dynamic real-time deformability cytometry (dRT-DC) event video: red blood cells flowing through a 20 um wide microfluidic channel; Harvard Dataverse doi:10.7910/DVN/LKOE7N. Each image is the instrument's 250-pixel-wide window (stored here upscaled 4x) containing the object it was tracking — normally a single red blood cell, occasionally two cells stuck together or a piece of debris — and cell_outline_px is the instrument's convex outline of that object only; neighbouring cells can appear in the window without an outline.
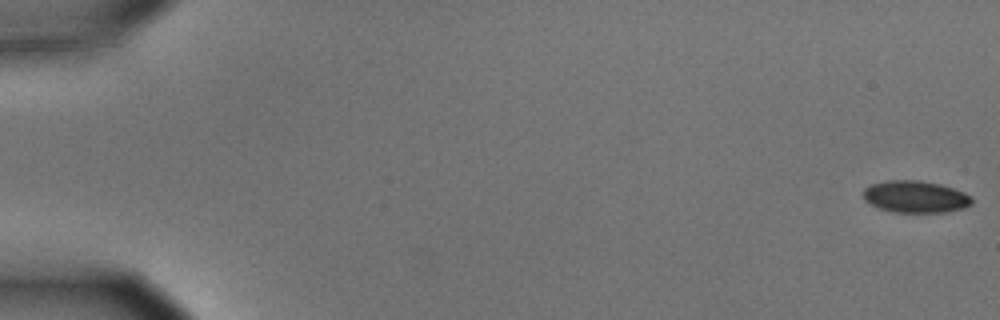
{"species": "common noctule bat (a hibernating species)", "species_latin": "Nyctalus noctula", "temperature_condition": "cold", "stored_images_in_passage": 58, "camera_frame_rate_fps": 3000, "um_per_image_px": 0.085, "animal": {"sex": "male", "body_mass_g": 15.6}, "frame": {"image": 1, "passage_image": 1, "time_ms": 0.0, "image_size_px": [1000, 320], "cell_outline_px": [[972, 204], [964, 208], [944, 212], [892, 212], [880, 208], [864, 200], [864, 188], [872, 184], [888, 180], [916, 180], [940, 184], [964, 192], [972, 196]], "centroid_in_image_um": [77.83, 16.72], "position_along_channel_um": 7.2, "area_um2": 20.11}}
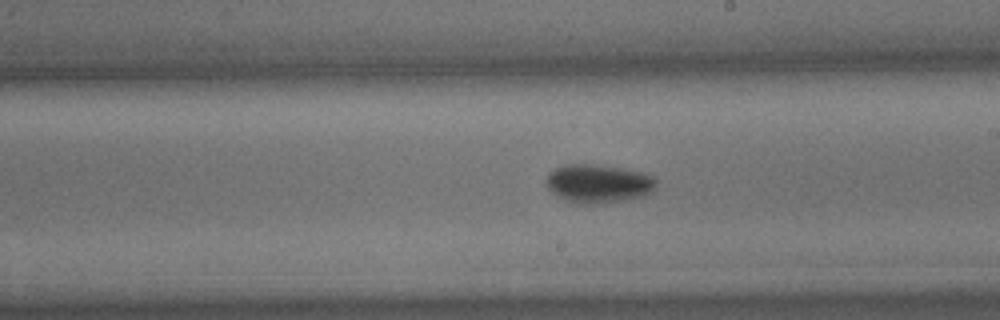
{"frame": {"image": 2, "passage_image": 34, "time_ms": 11.0, "image_size_px": [1000, 320], "cell_outline_px": [[656, 184], [652, 192], [644, 196], [604, 204], [576, 204], [552, 192], [544, 184], [544, 180], [548, 172], [564, 164], [592, 164], [648, 172], [656, 180]], "centroid_in_image_um": [50.86, 15.6], "position_along_channel_um": 238.1, "area_um2": 25.09}}
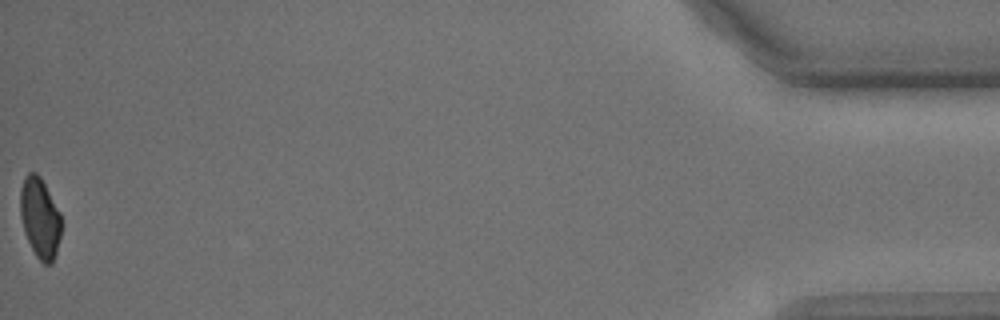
{"frame": {"image": 3, "passage_image": 58, "time_ms": 19.0, "image_size_px": [1000, 320], "cell_outline_px": [[60, 236], [56, 252], [52, 264], [44, 264], [36, 256], [24, 232], [20, 216], [20, 188], [24, 176], [28, 172], [36, 172], [40, 176], [60, 212]], "centroid_in_image_um": [3.37, 18.5], "position_along_channel_um": 431.8, "area_um2": 19.13}, "authors_computed_cell_mechanics": {"area_um2": 21.7039, "velocity_mm_per_s": 3.5397, "shape_relaxation_time_tau1_ms": 2.5512, "shape_relaxation_time_tau2_ms": null, "deformation_change_tau1": 0.0712, "deformation_change_tau2": null}}